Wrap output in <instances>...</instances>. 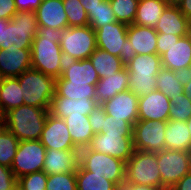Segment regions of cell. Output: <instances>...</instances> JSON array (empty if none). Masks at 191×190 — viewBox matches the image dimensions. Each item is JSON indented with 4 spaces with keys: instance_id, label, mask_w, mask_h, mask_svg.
Masks as SVG:
<instances>
[{
    "instance_id": "ab89813d",
    "label": "cell",
    "mask_w": 191,
    "mask_h": 190,
    "mask_svg": "<svg viewBox=\"0 0 191 190\" xmlns=\"http://www.w3.org/2000/svg\"><path fill=\"white\" fill-rule=\"evenodd\" d=\"M132 132L133 127L127 121L106 114L105 119H102V129L99 133L124 134L126 137H133Z\"/></svg>"
},
{
    "instance_id": "74e56055",
    "label": "cell",
    "mask_w": 191,
    "mask_h": 190,
    "mask_svg": "<svg viewBox=\"0 0 191 190\" xmlns=\"http://www.w3.org/2000/svg\"><path fill=\"white\" fill-rule=\"evenodd\" d=\"M170 102L169 120L186 122L191 117V101L185 93L172 97Z\"/></svg>"
},
{
    "instance_id": "f6af8a7d",
    "label": "cell",
    "mask_w": 191,
    "mask_h": 190,
    "mask_svg": "<svg viewBox=\"0 0 191 190\" xmlns=\"http://www.w3.org/2000/svg\"><path fill=\"white\" fill-rule=\"evenodd\" d=\"M14 0H0V18L11 20L17 13Z\"/></svg>"
},
{
    "instance_id": "d6986e66",
    "label": "cell",
    "mask_w": 191,
    "mask_h": 190,
    "mask_svg": "<svg viewBox=\"0 0 191 190\" xmlns=\"http://www.w3.org/2000/svg\"><path fill=\"white\" fill-rule=\"evenodd\" d=\"M79 150L46 149L42 171L47 175L76 172Z\"/></svg>"
},
{
    "instance_id": "ee69618b",
    "label": "cell",
    "mask_w": 191,
    "mask_h": 190,
    "mask_svg": "<svg viewBox=\"0 0 191 190\" xmlns=\"http://www.w3.org/2000/svg\"><path fill=\"white\" fill-rule=\"evenodd\" d=\"M17 184V179L11 168L0 165V190H10Z\"/></svg>"
},
{
    "instance_id": "816d5d0a",
    "label": "cell",
    "mask_w": 191,
    "mask_h": 190,
    "mask_svg": "<svg viewBox=\"0 0 191 190\" xmlns=\"http://www.w3.org/2000/svg\"><path fill=\"white\" fill-rule=\"evenodd\" d=\"M84 7L86 13H88L90 10H93L98 6V4L103 0H79Z\"/></svg>"
},
{
    "instance_id": "52a82bcc",
    "label": "cell",
    "mask_w": 191,
    "mask_h": 190,
    "mask_svg": "<svg viewBox=\"0 0 191 190\" xmlns=\"http://www.w3.org/2000/svg\"><path fill=\"white\" fill-rule=\"evenodd\" d=\"M60 47L65 59H88L97 49L95 30L87 26L67 27L61 30Z\"/></svg>"
},
{
    "instance_id": "f1b7e54d",
    "label": "cell",
    "mask_w": 191,
    "mask_h": 190,
    "mask_svg": "<svg viewBox=\"0 0 191 190\" xmlns=\"http://www.w3.org/2000/svg\"><path fill=\"white\" fill-rule=\"evenodd\" d=\"M166 6L163 0H139L133 24L155 28Z\"/></svg>"
},
{
    "instance_id": "5b68a950",
    "label": "cell",
    "mask_w": 191,
    "mask_h": 190,
    "mask_svg": "<svg viewBox=\"0 0 191 190\" xmlns=\"http://www.w3.org/2000/svg\"><path fill=\"white\" fill-rule=\"evenodd\" d=\"M24 105L50 109L55 94L56 79L33 68L18 77Z\"/></svg>"
},
{
    "instance_id": "bcb514c9",
    "label": "cell",
    "mask_w": 191,
    "mask_h": 190,
    "mask_svg": "<svg viewBox=\"0 0 191 190\" xmlns=\"http://www.w3.org/2000/svg\"><path fill=\"white\" fill-rule=\"evenodd\" d=\"M18 12L35 11L42 0H14Z\"/></svg>"
},
{
    "instance_id": "9f6ffc18",
    "label": "cell",
    "mask_w": 191,
    "mask_h": 190,
    "mask_svg": "<svg viewBox=\"0 0 191 190\" xmlns=\"http://www.w3.org/2000/svg\"><path fill=\"white\" fill-rule=\"evenodd\" d=\"M10 190H22L18 184L13 186Z\"/></svg>"
},
{
    "instance_id": "e0dca14e",
    "label": "cell",
    "mask_w": 191,
    "mask_h": 190,
    "mask_svg": "<svg viewBox=\"0 0 191 190\" xmlns=\"http://www.w3.org/2000/svg\"><path fill=\"white\" fill-rule=\"evenodd\" d=\"M170 99L161 91L155 90L139 97L138 120L168 121L170 114Z\"/></svg>"
},
{
    "instance_id": "f5cc1de1",
    "label": "cell",
    "mask_w": 191,
    "mask_h": 190,
    "mask_svg": "<svg viewBox=\"0 0 191 190\" xmlns=\"http://www.w3.org/2000/svg\"><path fill=\"white\" fill-rule=\"evenodd\" d=\"M183 87H184V93L191 101V80Z\"/></svg>"
},
{
    "instance_id": "7dc6e473",
    "label": "cell",
    "mask_w": 191,
    "mask_h": 190,
    "mask_svg": "<svg viewBox=\"0 0 191 190\" xmlns=\"http://www.w3.org/2000/svg\"><path fill=\"white\" fill-rule=\"evenodd\" d=\"M116 190H164L157 188L155 186H145L141 184H134V183H123L117 187Z\"/></svg>"
},
{
    "instance_id": "f546056e",
    "label": "cell",
    "mask_w": 191,
    "mask_h": 190,
    "mask_svg": "<svg viewBox=\"0 0 191 190\" xmlns=\"http://www.w3.org/2000/svg\"><path fill=\"white\" fill-rule=\"evenodd\" d=\"M95 68L99 79L106 78L108 75L116 74L125 67L122 59L111 55L107 51L97 48L89 57Z\"/></svg>"
},
{
    "instance_id": "9a60e30c",
    "label": "cell",
    "mask_w": 191,
    "mask_h": 190,
    "mask_svg": "<svg viewBox=\"0 0 191 190\" xmlns=\"http://www.w3.org/2000/svg\"><path fill=\"white\" fill-rule=\"evenodd\" d=\"M31 68V49H20L15 44L8 49H0V74L3 78L18 77Z\"/></svg>"
},
{
    "instance_id": "30bf717a",
    "label": "cell",
    "mask_w": 191,
    "mask_h": 190,
    "mask_svg": "<svg viewBox=\"0 0 191 190\" xmlns=\"http://www.w3.org/2000/svg\"><path fill=\"white\" fill-rule=\"evenodd\" d=\"M156 153L161 175V189H171L191 171V151L164 149Z\"/></svg>"
},
{
    "instance_id": "f35d334b",
    "label": "cell",
    "mask_w": 191,
    "mask_h": 190,
    "mask_svg": "<svg viewBox=\"0 0 191 190\" xmlns=\"http://www.w3.org/2000/svg\"><path fill=\"white\" fill-rule=\"evenodd\" d=\"M46 190H77L76 172L47 175Z\"/></svg>"
},
{
    "instance_id": "f907efd6",
    "label": "cell",
    "mask_w": 191,
    "mask_h": 190,
    "mask_svg": "<svg viewBox=\"0 0 191 190\" xmlns=\"http://www.w3.org/2000/svg\"><path fill=\"white\" fill-rule=\"evenodd\" d=\"M177 7L186 18H191V0H182Z\"/></svg>"
},
{
    "instance_id": "4316f807",
    "label": "cell",
    "mask_w": 191,
    "mask_h": 190,
    "mask_svg": "<svg viewBox=\"0 0 191 190\" xmlns=\"http://www.w3.org/2000/svg\"><path fill=\"white\" fill-rule=\"evenodd\" d=\"M165 149L191 151V137L187 122L167 121L165 129Z\"/></svg>"
},
{
    "instance_id": "11a10c76",
    "label": "cell",
    "mask_w": 191,
    "mask_h": 190,
    "mask_svg": "<svg viewBox=\"0 0 191 190\" xmlns=\"http://www.w3.org/2000/svg\"><path fill=\"white\" fill-rule=\"evenodd\" d=\"M186 122H187V125H188L189 134H190V137H191V117Z\"/></svg>"
},
{
    "instance_id": "b9f144b4",
    "label": "cell",
    "mask_w": 191,
    "mask_h": 190,
    "mask_svg": "<svg viewBox=\"0 0 191 190\" xmlns=\"http://www.w3.org/2000/svg\"><path fill=\"white\" fill-rule=\"evenodd\" d=\"M106 112L101 104H97L93 111L89 114V122L93 132L99 133L102 129V119H105Z\"/></svg>"
},
{
    "instance_id": "1f68e13d",
    "label": "cell",
    "mask_w": 191,
    "mask_h": 190,
    "mask_svg": "<svg viewBox=\"0 0 191 190\" xmlns=\"http://www.w3.org/2000/svg\"><path fill=\"white\" fill-rule=\"evenodd\" d=\"M55 92L66 98H89L96 99L95 85L86 83H68L62 77L56 79Z\"/></svg>"
},
{
    "instance_id": "ba28073f",
    "label": "cell",
    "mask_w": 191,
    "mask_h": 190,
    "mask_svg": "<svg viewBox=\"0 0 191 190\" xmlns=\"http://www.w3.org/2000/svg\"><path fill=\"white\" fill-rule=\"evenodd\" d=\"M125 182L155 186L161 189L157 153L134 150L133 155L126 162Z\"/></svg>"
},
{
    "instance_id": "4fadbf2b",
    "label": "cell",
    "mask_w": 191,
    "mask_h": 190,
    "mask_svg": "<svg viewBox=\"0 0 191 190\" xmlns=\"http://www.w3.org/2000/svg\"><path fill=\"white\" fill-rule=\"evenodd\" d=\"M88 147L124 162H127L134 152L133 137H126L124 134L96 133Z\"/></svg>"
},
{
    "instance_id": "681fc988",
    "label": "cell",
    "mask_w": 191,
    "mask_h": 190,
    "mask_svg": "<svg viewBox=\"0 0 191 190\" xmlns=\"http://www.w3.org/2000/svg\"><path fill=\"white\" fill-rule=\"evenodd\" d=\"M169 190H191V171Z\"/></svg>"
},
{
    "instance_id": "3957f363",
    "label": "cell",
    "mask_w": 191,
    "mask_h": 190,
    "mask_svg": "<svg viewBox=\"0 0 191 190\" xmlns=\"http://www.w3.org/2000/svg\"><path fill=\"white\" fill-rule=\"evenodd\" d=\"M37 30L35 11L17 12L11 20L1 19L0 49L13 44L20 49H31Z\"/></svg>"
},
{
    "instance_id": "6da1fadb",
    "label": "cell",
    "mask_w": 191,
    "mask_h": 190,
    "mask_svg": "<svg viewBox=\"0 0 191 190\" xmlns=\"http://www.w3.org/2000/svg\"><path fill=\"white\" fill-rule=\"evenodd\" d=\"M61 30L38 26L37 35L32 41V68L58 79L65 63L61 51Z\"/></svg>"
},
{
    "instance_id": "2e32d148",
    "label": "cell",
    "mask_w": 191,
    "mask_h": 190,
    "mask_svg": "<svg viewBox=\"0 0 191 190\" xmlns=\"http://www.w3.org/2000/svg\"><path fill=\"white\" fill-rule=\"evenodd\" d=\"M139 97L129 89L102 104L107 115L127 121L132 127L138 120Z\"/></svg>"
},
{
    "instance_id": "db71d44e",
    "label": "cell",
    "mask_w": 191,
    "mask_h": 190,
    "mask_svg": "<svg viewBox=\"0 0 191 190\" xmlns=\"http://www.w3.org/2000/svg\"><path fill=\"white\" fill-rule=\"evenodd\" d=\"M169 6H178L182 0H163Z\"/></svg>"
},
{
    "instance_id": "60d3db41",
    "label": "cell",
    "mask_w": 191,
    "mask_h": 190,
    "mask_svg": "<svg viewBox=\"0 0 191 190\" xmlns=\"http://www.w3.org/2000/svg\"><path fill=\"white\" fill-rule=\"evenodd\" d=\"M22 190H46L47 174L44 171L30 173L17 179Z\"/></svg>"
},
{
    "instance_id": "ffe728a7",
    "label": "cell",
    "mask_w": 191,
    "mask_h": 190,
    "mask_svg": "<svg viewBox=\"0 0 191 190\" xmlns=\"http://www.w3.org/2000/svg\"><path fill=\"white\" fill-rule=\"evenodd\" d=\"M37 25L63 30L68 27V19L62 0H44L35 10Z\"/></svg>"
},
{
    "instance_id": "44dd1931",
    "label": "cell",
    "mask_w": 191,
    "mask_h": 190,
    "mask_svg": "<svg viewBox=\"0 0 191 190\" xmlns=\"http://www.w3.org/2000/svg\"><path fill=\"white\" fill-rule=\"evenodd\" d=\"M163 68L177 71L191 66V35L180 37L161 56Z\"/></svg>"
},
{
    "instance_id": "91938a15",
    "label": "cell",
    "mask_w": 191,
    "mask_h": 190,
    "mask_svg": "<svg viewBox=\"0 0 191 190\" xmlns=\"http://www.w3.org/2000/svg\"><path fill=\"white\" fill-rule=\"evenodd\" d=\"M5 128L4 124H0V132Z\"/></svg>"
},
{
    "instance_id": "e575fe53",
    "label": "cell",
    "mask_w": 191,
    "mask_h": 190,
    "mask_svg": "<svg viewBox=\"0 0 191 190\" xmlns=\"http://www.w3.org/2000/svg\"><path fill=\"white\" fill-rule=\"evenodd\" d=\"M88 25L94 30L105 24L117 22L109 0L101 1L96 8L87 13Z\"/></svg>"
},
{
    "instance_id": "603a6c76",
    "label": "cell",
    "mask_w": 191,
    "mask_h": 190,
    "mask_svg": "<svg viewBox=\"0 0 191 190\" xmlns=\"http://www.w3.org/2000/svg\"><path fill=\"white\" fill-rule=\"evenodd\" d=\"M129 83L128 69L126 66L119 72H116V74H111L106 78L99 79L95 86L97 104L102 105L118 93L128 90Z\"/></svg>"
},
{
    "instance_id": "6f0895ef",
    "label": "cell",
    "mask_w": 191,
    "mask_h": 190,
    "mask_svg": "<svg viewBox=\"0 0 191 190\" xmlns=\"http://www.w3.org/2000/svg\"><path fill=\"white\" fill-rule=\"evenodd\" d=\"M189 34L191 35V18L188 19Z\"/></svg>"
},
{
    "instance_id": "680465c9",
    "label": "cell",
    "mask_w": 191,
    "mask_h": 190,
    "mask_svg": "<svg viewBox=\"0 0 191 190\" xmlns=\"http://www.w3.org/2000/svg\"><path fill=\"white\" fill-rule=\"evenodd\" d=\"M0 124H4V121H3V114L1 113V111H0Z\"/></svg>"
},
{
    "instance_id": "d4e9b609",
    "label": "cell",
    "mask_w": 191,
    "mask_h": 190,
    "mask_svg": "<svg viewBox=\"0 0 191 190\" xmlns=\"http://www.w3.org/2000/svg\"><path fill=\"white\" fill-rule=\"evenodd\" d=\"M154 29L157 33L184 37L189 34L188 18L184 16L177 6L167 5Z\"/></svg>"
},
{
    "instance_id": "c3c4849f",
    "label": "cell",
    "mask_w": 191,
    "mask_h": 190,
    "mask_svg": "<svg viewBox=\"0 0 191 190\" xmlns=\"http://www.w3.org/2000/svg\"><path fill=\"white\" fill-rule=\"evenodd\" d=\"M175 78L185 86L191 80V66L187 69L174 71Z\"/></svg>"
},
{
    "instance_id": "7c38bea8",
    "label": "cell",
    "mask_w": 191,
    "mask_h": 190,
    "mask_svg": "<svg viewBox=\"0 0 191 190\" xmlns=\"http://www.w3.org/2000/svg\"><path fill=\"white\" fill-rule=\"evenodd\" d=\"M167 121L137 120L133 125L134 150L160 152L165 149Z\"/></svg>"
},
{
    "instance_id": "94428289",
    "label": "cell",
    "mask_w": 191,
    "mask_h": 190,
    "mask_svg": "<svg viewBox=\"0 0 191 190\" xmlns=\"http://www.w3.org/2000/svg\"><path fill=\"white\" fill-rule=\"evenodd\" d=\"M2 79H3V77H2V75L0 74V85H1Z\"/></svg>"
},
{
    "instance_id": "8d00e7d4",
    "label": "cell",
    "mask_w": 191,
    "mask_h": 190,
    "mask_svg": "<svg viewBox=\"0 0 191 190\" xmlns=\"http://www.w3.org/2000/svg\"><path fill=\"white\" fill-rule=\"evenodd\" d=\"M68 19V27L87 26V13L79 0H62Z\"/></svg>"
},
{
    "instance_id": "7a4b0ae2",
    "label": "cell",
    "mask_w": 191,
    "mask_h": 190,
    "mask_svg": "<svg viewBox=\"0 0 191 190\" xmlns=\"http://www.w3.org/2000/svg\"><path fill=\"white\" fill-rule=\"evenodd\" d=\"M48 109L21 105L3 114L4 126L19 141L40 140Z\"/></svg>"
},
{
    "instance_id": "5bb4252c",
    "label": "cell",
    "mask_w": 191,
    "mask_h": 190,
    "mask_svg": "<svg viewBox=\"0 0 191 190\" xmlns=\"http://www.w3.org/2000/svg\"><path fill=\"white\" fill-rule=\"evenodd\" d=\"M46 149L79 150L73 143L64 119L48 113L40 137Z\"/></svg>"
},
{
    "instance_id": "7bdbcfd3",
    "label": "cell",
    "mask_w": 191,
    "mask_h": 190,
    "mask_svg": "<svg viewBox=\"0 0 191 190\" xmlns=\"http://www.w3.org/2000/svg\"><path fill=\"white\" fill-rule=\"evenodd\" d=\"M180 39V36L174 34H163L158 33L157 35V55L160 57L167 52V48H169L174 42H177Z\"/></svg>"
},
{
    "instance_id": "83f0119b",
    "label": "cell",
    "mask_w": 191,
    "mask_h": 190,
    "mask_svg": "<svg viewBox=\"0 0 191 190\" xmlns=\"http://www.w3.org/2000/svg\"><path fill=\"white\" fill-rule=\"evenodd\" d=\"M21 105H24V100L18 78H3L0 85L1 113L4 114Z\"/></svg>"
},
{
    "instance_id": "cb8c5ba5",
    "label": "cell",
    "mask_w": 191,
    "mask_h": 190,
    "mask_svg": "<svg viewBox=\"0 0 191 190\" xmlns=\"http://www.w3.org/2000/svg\"><path fill=\"white\" fill-rule=\"evenodd\" d=\"M61 77L68 83H86L95 85L99 81L98 74L90 59H65Z\"/></svg>"
},
{
    "instance_id": "4dcf8cb0",
    "label": "cell",
    "mask_w": 191,
    "mask_h": 190,
    "mask_svg": "<svg viewBox=\"0 0 191 190\" xmlns=\"http://www.w3.org/2000/svg\"><path fill=\"white\" fill-rule=\"evenodd\" d=\"M77 190H116L117 185L102 176L85 170L80 164L76 169Z\"/></svg>"
},
{
    "instance_id": "836d02e7",
    "label": "cell",
    "mask_w": 191,
    "mask_h": 190,
    "mask_svg": "<svg viewBox=\"0 0 191 190\" xmlns=\"http://www.w3.org/2000/svg\"><path fill=\"white\" fill-rule=\"evenodd\" d=\"M19 140L8 129L0 132V165L11 168Z\"/></svg>"
},
{
    "instance_id": "ac0fdd59",
    "label": "cell",
    "mask_w": 191,
    "mask_h": 190,
    "mask_svg": "<svg viewBox=\"0 0 191 190\" xmlns=\"http://www.w3.org/2000/svg\"><path fill=\"white\" fill-rule=\"evenodd\" d=\"M96 99L89 98H66L59 96L56 92L51 100L49 113L61 119L67 116L87 115L96 107Z\"/></svg>"
},
{
    "instance_id": "8fae6325",
    "label": "cell",
    "mask_w": 191,
    "mask_h": 190,
    "mask_svg": "<svg viewBox=\"0 0 191 190\" xmlns=\"http://www.w3.org/2000/svg\"><path fill=\"white\" fill-rule=\"evenodd\" d=\"M46 148L40 140L19 141L11 170L16 179L35 172L44 166Z\"/></svg>"
},
{
    "instance_id": "8992f818",
    "label": "cell",
    "mask_w": 191,
    "mask_h": 190,
    "mask_svg": "<svg viewBox=\"0 0 191 190\" xmlns=\"http://www.w3.org/2000/svg\"><path fill=\"white\" fill-rule=\"evenodd\" d=\"M79 164L87 171L114 182L117 186L125 183L126 162L110 155L91 150L79 149Z\"/></svg>"
},
{
    "instance_id": "d590c367",
    "label": "cell",
    "mask_w": 191,
    "mask_h": 190,
    "mask_svg": "<svg viewBox=\"0 0 191 190\" xmlns=\"http://www.w3.org/2000/svg\"><path fill=\"white\" fill-rule=\"evenodd\" d=\"M118 22L126 25L134 23L139 0H109Z\"/></svg>"
},
{
    "instance_id": "9c48e42d",
    "label": "cell",
    "mask_w": 191,
    "mask_h": 190,
    "mask_svg": "<svg viewBox=\"0 0 191 190\" xmlns=\"http://www.w3.org/2000/svg\"><path fill=\"white\" fill-rule=\"evenodd\" d=\"M127 30L128 25L118 21L95 30L97 48L120 57L125 65L136 55L135 50L130 48L132 44L127 39Z\"/></svg>"
},
{
    "instance_id": "277c9868",
    "label": "cell",
    "mask_w": 191,
    "mask_h": 190,
    "mask_svg": "<svg viewBox=\"0 0 191 190\" xmlns=\"http://www.w3.org/2000/svg\"><path fill=\"white\" fill-rule=\"evenodd\" d=\"M125 66L128 69L129 90L133 94L141 97L157 90L156 76L163 68L159 55H135Z\"/></svg>"
},
{
    "instance_id": "d6a6232c",
    "label": "cell",
    "mask_w": 191,
    "mask_h": 190,
    "mask_svg": "<svg viewBox=\"0 0 191 190\" xmlns=\"http://www.w3.org/2000/svg\"><path fill=\"white\" fill-rule=\"evenodd\" d=\"M157 90L169 99L184 93L183 85L175 78L174 71L162 68L156 76Z\"/></svg>"
},
{
    "instance_id": "484cf974",
    "label": "cell",
    "mask_w": 191,
    "mask_h": 190,
    "mask_svg": "<svg viewBox=\"0 0 191 190\" xmlns=\"http://www.w3.org/2000/svg\"><path fill=\"white\" fill-rule=\"evenodd\" d=\"M69 134L72 138L74 145L78 148L88 147L94 136L89 116H67L64 118Z\"/></svg>"
},
{
    "instance_id": "7402d4cb",
    "label": "cell",
    "mask_w": 191,
    "mask_h": 190,
    "mask_svg": "<svg viewBox=\"0 0 191 190\" xmlns=\"http://www.w3.org/2000/svg\"><path fill=\"white\" fill-rule=\"evenodd\" d=\"M157 31L152 27L128 25L127 39L136 55L157 54Z\"/></svg>"
}]
</instances>
